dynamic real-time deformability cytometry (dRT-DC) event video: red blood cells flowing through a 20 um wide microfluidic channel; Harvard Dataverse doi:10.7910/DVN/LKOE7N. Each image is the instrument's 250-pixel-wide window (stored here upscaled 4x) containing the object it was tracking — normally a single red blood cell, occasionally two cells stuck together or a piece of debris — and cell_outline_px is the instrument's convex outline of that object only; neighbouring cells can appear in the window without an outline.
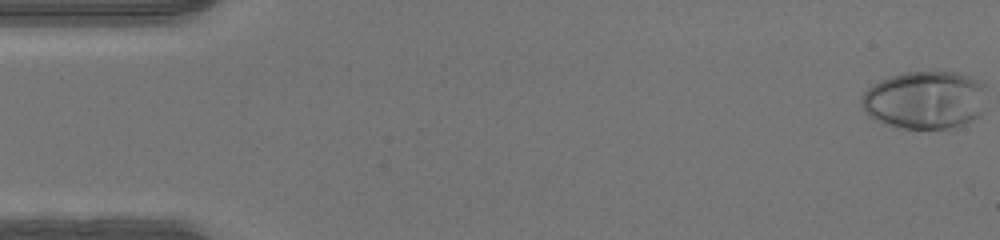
{"species": "human", "species_latin": "Homo sapiens", "temperature_condition": "warm", "stored_images_in_passage": 48, "camera_frame_rate_fps": 3000, "um_per_image_px": 0.085, "donor": {"sex": "male"}, "frame": {"image": 1, "passage_image": 1, "time_ms": 0.0, "image_size_px": [1000, 240], "cell_outline_px": [[984, 112], [980, 116], [964, 124], [948, 128], [900, 128], [876, 120], [868, 116], [860, 100], [860, 96], [872, 84], [880, 80], [904, 72], [956, 72], [968, 76], [984, 84]], "centroid_in_image_um": [78.62, 8.5], "position_along_channel_um": 6.4, "area_um2": 42.25}}
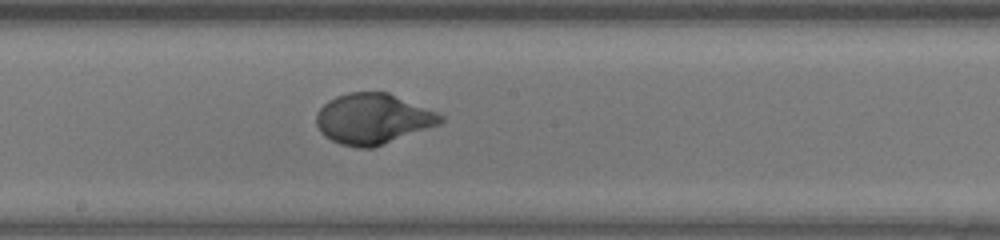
{"frame": {"image": 2, "passage_image": 26, "time_ms": 8.333, "image_size_px": [1000, 240], "cell_outline_px": [[444, 120], [440, 124], [372, 148], [360, 148], [340, 144], [324, 136], [320, 132], [316, 124], [316, 112], [328, 100], [336, 96], [348, 92], [388, 92], [436, 112], [444, 116]], "centroid_in_image_um": [31.67, 10.1], "position_along_channel_um": 216.5, "area_um2": 36.47}}
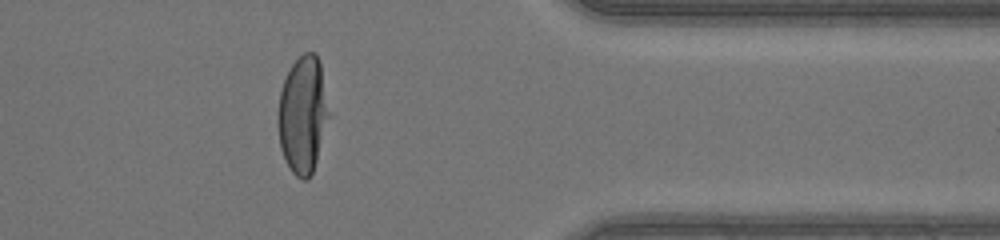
{"frame": {"image": 3, "passage_image": 39, "time_ms": 12.667, "image_size_px": [1000, 240], "cell_outline_px": [[328, 116], [316, 160], [312, 172], [308, 180], [304, 180], [296, 176], [292, 172], [280, 148], [280, 92], [284, 80], [292, 64], [304, 52], [316, 52], [320, 60], [328, 112]], "centroid_in_image_um": [25.75, 9.72], "position_along_channel_um": 385.7, "area_um2": 33.47}}